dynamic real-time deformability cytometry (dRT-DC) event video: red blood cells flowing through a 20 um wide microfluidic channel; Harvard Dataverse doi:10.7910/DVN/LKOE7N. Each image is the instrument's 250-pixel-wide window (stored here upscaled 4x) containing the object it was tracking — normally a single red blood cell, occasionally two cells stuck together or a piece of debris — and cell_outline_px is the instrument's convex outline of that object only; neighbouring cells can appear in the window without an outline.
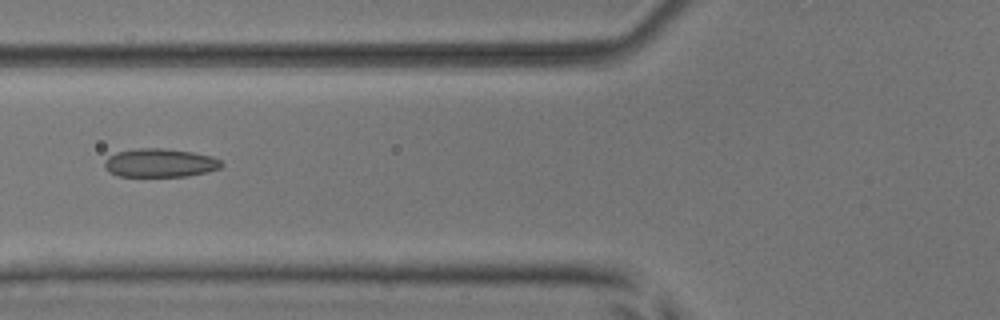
{"species": "common noctule bat (a hibernating species)", "species_latin": "Nyctalus noctula", "temperature_condition": "room temperature", "stored_images_in_passage": 7, "camera_frame_rate_fps": 3000, "um_per_image_px": 0.085, "animal": {"sex": "male", "body_mass_g": 17.9, "forearm_length_mm": 54.2}, "frame": {"image": 1, "passage_image": 7, "time_ms": 6.667, "image_size_px": [1000, 320], "cell_outline_px": [[224, 164], [220, 168], [208, 172], [184, 176], [120, 176], [108, 172], [104, 164], [104, 160], [108, 156], [116, 152], [140, 148], [160, 148], [192, 152], [212, 156], [220, 160]], "centroid_in_image_um": [13.59, 13.84], "position_along_channel_um": 112.2, "area_um2": 19.42}}